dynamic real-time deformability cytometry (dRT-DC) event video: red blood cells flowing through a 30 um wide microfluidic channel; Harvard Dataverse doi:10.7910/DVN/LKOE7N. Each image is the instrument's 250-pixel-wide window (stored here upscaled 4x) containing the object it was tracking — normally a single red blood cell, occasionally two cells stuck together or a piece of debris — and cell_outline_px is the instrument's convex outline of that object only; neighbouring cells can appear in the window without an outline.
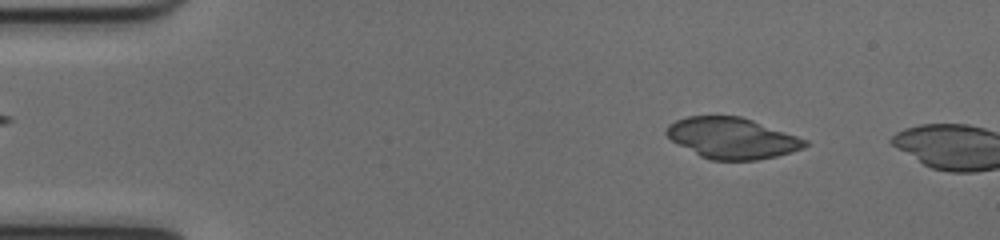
{"species": "common noctule bat (a hibernating species)", "species_latin": "Nyctalus noctula", "temperature_condition": "cold", "stored_images_in_passage": 8, "camera_frame_rate_fps": 3000, "um_per_image_px": 0.085, "animal": {"sex": "female", "body_mass_g": 17.0, "forearm_length_mm": 48.0}, "frame": {"image": 1, "passage_image": 6, "time_ms": 1.667, "image_size_px": [1000, 240], "cell_outline_px": [[808, 144], [800, 148], [776, 156], [756, 160], [712, 160], [700, 156], [672, 140], [664, 132], [676, 120], [688, 116], [740, 116], [752, 120], [796, 136], [804, 140]], "centroid_in_image_um": [62.18, 11.74], "position_along_channel_um": 22.8, "area_um2": 32.25}}